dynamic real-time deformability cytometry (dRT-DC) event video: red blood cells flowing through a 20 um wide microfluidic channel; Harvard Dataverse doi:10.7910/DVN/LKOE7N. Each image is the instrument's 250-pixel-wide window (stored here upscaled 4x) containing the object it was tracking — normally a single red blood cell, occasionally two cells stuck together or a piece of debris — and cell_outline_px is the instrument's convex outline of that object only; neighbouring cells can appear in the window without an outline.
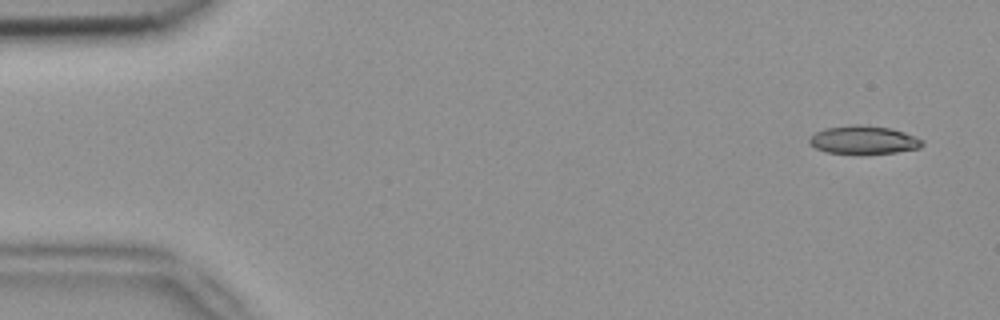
{"species": "common noctule bat (a hibernating species)", "species_latin": "Nyctalus noctula", "temperature_condition": "room temperature", "stored_images_in_passage": 4, "camera_frame_rate_fps": 3000, "um_per_image_px": 0.085, "animal": {"sex": "female", "body_mass_g": 18.4}, "frame": {"image": 1, "passage_image": 1, "time_ms": 0.0, "image_size_px": [1000, 320], "cell_outline_px": [[924, 144], [920, 148], [896, 152], [864, 156], [860, 156], [824, 152], [808, 144], [808, 140], [816, 132], [824, 128], [852, 124], [860, 124], [892, 128], [904, 132], [924, 140]], "centroid_in_image_um": [73.39, 11.93], "position_along_channel_um": 11.6, "area_um2": 19.42}}